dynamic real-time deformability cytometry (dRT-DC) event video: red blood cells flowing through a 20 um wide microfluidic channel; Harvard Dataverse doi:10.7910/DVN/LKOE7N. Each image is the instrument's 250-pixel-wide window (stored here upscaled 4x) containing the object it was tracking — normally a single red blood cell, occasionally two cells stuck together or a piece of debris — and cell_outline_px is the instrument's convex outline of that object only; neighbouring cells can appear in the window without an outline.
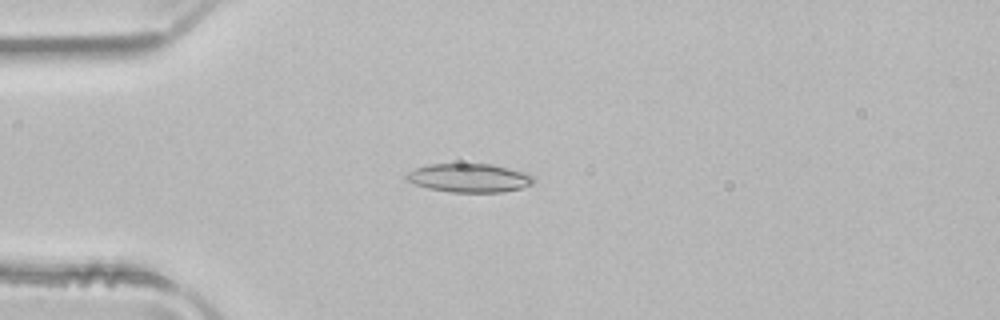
{"species": "common noctule bat (a hibernating species)", "species_latin": "Nyctalus noctula", "temperature_condition": "room temperature", "stored_images_in_passage": 50, "camera_frame_rate_fps": 3000, "um_per_image_px": 0.085, "animal": {"sex": "male", "body_mass_g": 21.5, "forearm_length_mm": 52.0}, "frame": {"image": 1, "passage_image": 12, "time_ms": 3.667, "image_size_px": [1000, 320], "cell_outline_px": [[536, 180], [532, 184], [520, 188], [504, 192], [452, 192], [428, 188], [404, 180], [404, 176], [408, 172], [416, 168], [428, 164], [492, 164], [536, 176]], "centroid_in_image_um": [39.87, 15.12], "position_along_channel_um": 45.1, "area_um2": 21.21}}
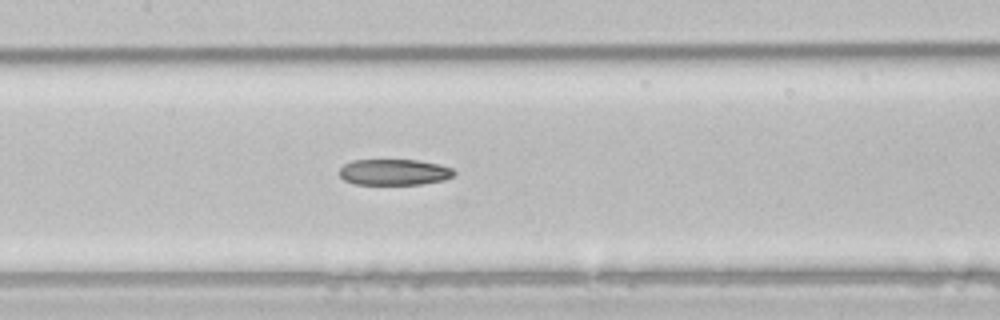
{"frame": {"image": 2, "passage_image": 23, "time_ms": 7.333, "image_size_px": [1000, 320], "cell_outline_px": [[456, 172], [452, 176], [444, 180], [420, 184], [356, 184], [344, 180], [340, 176], [340, 168], [344, 164], [352, 160], [416, 160], [436, 164], [452, 168]], "centroid_in_image_um": [33.48, 14.63], "position_along_channel_um": 173.9, "area_um2": 17.22}}
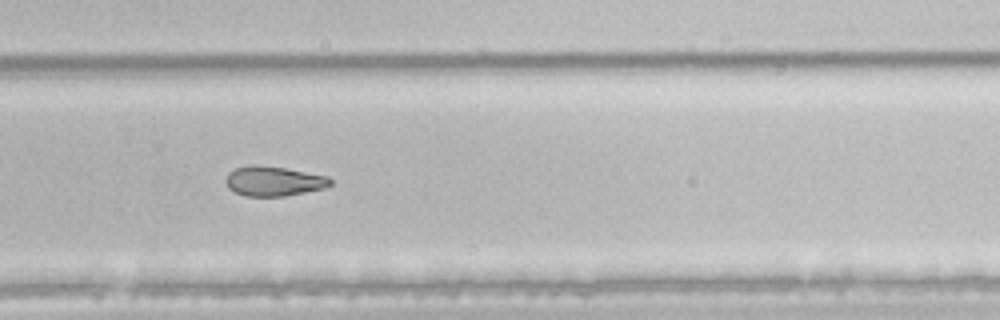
{"frame": {"image": 3, "passage_image": 33, "time_ms": 10.667, "image_size_px": [1000, 320], "cell_outline_px": [[332, 184], [324, 188], [284, 196], [244, 196], [228, 188], [224, 180], [228, 172], [236, 168], [248, 164], [256, 164], [284, 168], [328, 176], [332, 180]], "centroid_in_image_um": [23.22, 15.39], "position_along_channel_um": 306.6, "area_um2": 18.21}, "authors_computed_cell_mechanics": {"area_um2": 20.4323, "velocity_mm_per_s": 4.0057, "shape_relaxation_time_tau1_ms": null, "shape_relaxation_time_tau2_ms": 4.6588, "deformation_change_tau1": null, "deformation_change_tau2": 0.1196}}